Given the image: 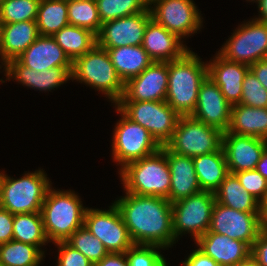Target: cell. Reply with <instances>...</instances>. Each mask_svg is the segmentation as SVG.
I'll use <instances>...</instances> for the list:
<instances>
[{"mask_svg": "<svg viewBox=\"0 0 267 266\" xmlns=\"http://www.w3.org/2000/svg\"><path fill=\"white\" fill-rule=\"evenodd\" d=\"M260 232L267 234V199L260 207Z\"/></svg>", "mask_w": 267, "mask_h": 266, "instance_id": "cell-47", "label": "cell"}, {"mask_svg": "<svg viewBox=\"0 0 267 266\" xmlns=\"http://www.w3.org/2000/svg\"><path fill=\"white\" fill-rule=\"evenodd\" d=\"M52 37L72 62L97 44L96 34L88 29L72 25L63 27Z\"/></svg>", "mask_w": 267, "mask_h": 266, "instance_id": "cell-30", "label": "cell"}, {"mask_svg": "<svg viewBox=\"0 0 267 266\" xmlns=\"http://www.w3.org/2000/svg\"><path fill=\"white\" fill-rule=\"evenodd\" d=\"M251 256L259 266H267V234L259 233L251 247Z\"/></svg>", "mask_w": 267, "mask_h": 266, "instance_id": "cell-43", "label": "cell"}, {"mask_svg": "<svg viewBox=\"0 0 267 266\" xmlns=\"http://www.w3.org/2000/svg\"><path fill=\"white\" fill-rule=\"evenodd\" d=\"M51 186L50 178L41 168L26 171L17 179L0 171V206L12 214L40 212Z\"/></svg>", "mask_w": 267, "mask_h": 266, "instance_id": "cell-6", "label": "cell"}, {"mask_svg": "<svg viewBox=\"0 0 267 266\" xmlns=\"http://www.w3.org/2000/svg\"><path fill=\"white\" fill-rule=\"evenodd\" d=\"M236 266H259L256 260L250 255L247 259L243 260Z\"/></svg>", "mask_w": 267, "mask_h": 266, "instance_id": "cell-50", "label": "cell"}, {"mask_svg": "<svg viewBox=\"0 0 267 266\" xmlns=\"http://www.w3.org/2000/svg\"><path fill=\"white\" fill-rule=\"evenodd\" d=\"M66 242L80 251L93 265L109 253L104 244L91 234L85 226L75 230Z\"/></svg>", "mask_w": 267, "mask_h": 266, "instance_id": "cell-36", "label": "cell"}, {"mask_svg": "<svg viewBox=\"0 0 267 266\" xmlns=\"http://www.w3.org/2000/svg\"><path fill=\"white\" fill-rule=\"evenodd\" d=\"M69 25L82 27L98 35L102 22L96 0H67Z\"/></svg>", "mask_w": 267, "mask_h": 266, "instance_id": "cell-34", "label": "cell"}, {"mask_svg": "<svg viewBox=\"0 0 267 266\" xmlns=\"http://www.w3.org/2000/svg\"><path fill=\"white\" fill-rule=\"evenodd\" d=\"M224 45L217 52L225 59L248 65L267 59V23L254 17L231 33Z\"/></svg>", "mask_w": 267, "mask_h": 266, "instance_id": "cell-11", "label": "cell"}, {"mask_svg": "<svg viewBox=\"0 0 267 266\" xmlns=\"http://www.w3.org/2000/svg\"><path fill=\"white\" fill-rule=\"evenodd\" d=\"M192 251L185 261H182V266H221L198 248Z\"/></svg>", "mask_w": 267, "mask_h": 266, "instance_id": "cell-44", "label": "cell"}, {"mask_svg": "<svg viewBox=\"0 0 267 266\" xmlns=\"http://www.w3.org/2000/svg\"><path fill=\"white\" fill-rule=\"evenodd\" d=\"M36 23L41 36H53L68 26L67 0H40Z\"/></svg>", "mask_w": 267, "mask_h": 266, "instance_id": "cell-32", "label": "cell"}, {"mask_svg": "<svg viewBox=\"0 0 267 266\" xmlns=\"http://www.w3.org/2000/svg\"><path fill=\"white\" fill-rule=\"evenodd\" d=\"M40 0H5L0 5L3 24L21 21H36Z\"/></svg>", "mask_w": 267, "mask_h": 266, "instance_id": "cell-37", "label": "cell"}, {"mask_svg": "<svg viewBox=\"0 0 267 266\" xmlns=\"http://www.w3.org/2000/svg\"><path fill=\"white\" fill-rule=\"evenodd\" d=\"M260 83L267 89V59H262L250 66Z\"/></svg>", "mask_w": 267, "mask_h": 266, "instance_id": "cell-46", "label": "cell"}, {"mask_svg": "<svg viewBox=\"0 0 267 266\" xmlns=\"http://www.w3.org/2000/svg\"><path fill=\"white\" fill-rule=\"evenodd\" d=\"M168 87V62L153 61L138 76L125 83L119 101H165Z\"/></svg>", "mask_w": 267, "mask_h": 266, "instance_id": "cell-16", "label": "cell"}, {"mask_svg": "<svg viewBox=\"0 0 267 266\" xmlns=\"http://www.w3.org/2000/svg\"><path fill=\"white\" fill-rule=\"evenodd\" d=\"M227 131L267 140V108H254L244 104L233 105Z\"/></svg>", "mask_w": 267, "mask_h": 266, "instance_id": "cell-26", "label": "cell"}, {"mask_svg": "<svg viewBox=\"0 0 267 266\" xmlns=\"http://www.w3.org/2000/svg\"><path fill=\"white\" fill-rule=\"evenodd\" d=\"M208 64V76L220 88L231 105L240 104L243 80L250 70L248 65L229 61L216 52Z\"/></svg>", "mask_w": 267, "mask_h": 266, "instance_id": "cell-20", "label": "cell"}, {"mask_svg": "<svg viewBox=\"0 0 267 266\" xmlns=\"http://www.w3.org/2000/svg\"><path fill=\"white\" fill-rule=\"evenodd\" d=\"M151 19L148 8L144 12L104 22L97 35V44L101 48L142 45L145 28Z\"/></svg>", "mask_w": 267, "mask_h": 266, "instance_id": "cell-15", "label": "cell"}, {"mask_svg": "<svg viewBox=\"0 0 267 266\" xmlns=\"http://www.w3.org/2000/svg\"><path fill=\"white\" fill-rule=\"evenodd\" d=\"M266 148V139L223 132L222 149L231 174L256 169Z\"/></svg>", "mask_w": 267, "mask_h": 266, "instance_id": "cell-18", "label": "cell"}, {"mask_svg": "<svg viewBox=\"0 0 267 266\" xmlns=\"http://www.w3.org/2000/svg\"><path fill=\"white\" fill-rule=\"evenodd\" d=\"M209 231L241 240L252 247L260 233V213H246L215 202Z\"/></svg>", "mask_w": 267, "mask_h": 266, "instance_id": "cell-14", "label": "cell"}, {"mask_svg": "<svg viewBox=\"0 0 267 266\" xmlns=\"http://www.w3.org/2000/svg\"><path fill=\"white\" fill-rule=\"evenodd\" d=\"M231 108L220 88L207 76L200 85L196 107L191 116L208 126L226 132L230 125Z\"/></svg>", "mask_w": 267, "mask_h": 266, "instance_id": "cell-17", "label": "cell"}, {"mask_svg": "<svg viewBox=\"0 0 267 266\" xmlns=\"http://www.w3.org/2000/svg\"><path fill=\"white\" fill-rule=\"evenodd\" d=\"M14 214L0 206V245L13 239Z\"/></svg>", "mask_w": 267, "mask_h": 266, "instance_id": "cell-42", "label": "cell"}, {"mask_svg": "<svg viewBox=\"0 0 267 266\" xmlns=\"http://www.w3.org/2000/svg\"><path fill=\"white\" fill-rule=\"evenodd\" d=\"M201 190L215 192L229 174L223 149L193 158Z\"/></svg>", "mask_w": 267, "mask_h": 266, "instance_id": "cell-28", "label": "cell"}, {"mask_svg": "<svg viewBox=\"0 0 267 266\" xmlns=\"http://www.w3.org/2000/svg\"><path fill=\"white\" fill-rule=\"evenodd\" d=\"M243 188L260 203L267 199V180L256 170L234 173Z\"/></svg>", "mask_w": 267, "mask_h": 266, "instance_id": "cell-40", "label": "cell"}, {"mask_svg": "<svg viewBox=\"0 0 267 266\" xmlns=\"http://www.w3.org/2000/svg\"><path fill=\"white\" fill-rule=\"evenodd\" d=\"M71 80L99 91L113 105L124 94L125 83L115 70L106 49L98 44L72 62Z\"/></svg>", "mask_w": 267, "mask_h": 266, "instance_id": "cell-5", "label": "cell"}, {"mask_svg": "<svg viewBox=\"0 0 267 266\" xmlns=\"http://www.w3.org/2000/svg\"><path fill=\"white\" fill-rule=\"evenodd\" d=\"M93 266H129L126 253H108Z\"/></svg>", "mask_w": 267, "mask_h": 266, "instance_id": "cell-45", "label": "cell"}, {"mask_svg": "<svg viewBox=\"0 0 267 266\" xmlns=\"http://www.w3.org/2000/svg\"><path fill=\"white\" fill-rule=\"evenodd\" d=\"M148 8L155 22L182 40L202 29L203 17L193 0H149Z\"/></svg>", "mask_w": 267, "mask_h": 266, "instance_id": "cell-12", "label": "cell"}, {"mask_svg": "<svg viewBox=\"0 0 267 266\" xmlns=\"http://www.w3.org/2000/svg\"><path fill=\"white\" fill-rule=\"evenodd\" d=\"M195 244L221 266H236L251 255V247L247 243L209 230Z\"/></svg>", "mask_w": 267, "mask_h": 266, "instance_id": "cell-21", "label": "cell"}, {"mask_svg": "<svg viewBox=\"0 0 267 266\" xmlns=\"http://www.w3.org/2000/svg\"><path fill=\"white\" fill-rule=\"evenodd\" d=\"M72 67H55L36 71L22 65L17 59L6 63V81L15 80L22 86L37 89V91H51L71 80Z\"/></svg>", "mask_w": 267, "mask_h": 266, "instance_id": "cell-19", "label": "cell"}, {"mask_svg": "<svg viewBox=\"0 0 267 266\" xmlns=\"http://www.w3.org/2000/svg\"><path fill=\"white\" fill-rule=\"evenodd\" d=\"M2 67L4 70L0 71V73L3 72L4 76H5L6 75V63L5 62H1L0 69H2Z\"/></svg>", "mask_w": 267, "mask_h": 266, "instance_id": "cell-52", "label": "cell"}, {"mask_svg": "<svg viewBox=\"0 0 267 266\" xmlns=\"http://www.w3.org/2000/svg\"><path fill=\"white\" fill-rule=\"evenodd\" d=\"M246 1H248V2H255V3H257L259 0H246Z\"/></svg>", "mask_w": 267, "mask_h": 266, "instance_id": "cell-53", "label": "cell"}, {"mask_svg": "<svg viewBox=\"0 0 267 266\" xmlns=\"http://www.w3.org/2000/svg\"><path fill=\"white\" fill-rule=\"evenodd\" d=\"M208 76V64L188 50L182 57L168 62V87L165 101L180 116L195 110L201 83Z\"/></svg>", "mask_w": 267, "mask_h": 266, "instance_id": "cell-2", "label": "cell"}, {"mask_svg": "<svg viewBox=\"0 0 267 266\" xmlns=\"http://www.w3.org/2000/svg\"><path fill=\"white\" fill-rule=\"evenodd\" d=\"M22 65L42 71L55 67H72V61L52 36H39L19 57Z\"/></svg>", "mask_w": 267, "mask_h": 266, "instance_id": "cell-23", "label": "cell"}, {"mask_svg": "<svg viewBox=\"0 0 267 266\" xmlns=\"http://www.w3.org/2000/svg\"><path fill=\"white\" fill-rule=\"evenodd\" d=\"M240 104L254 108H267V89L251 70L243 80Z\"/></svg>", "mask_w": 267, "mask_h": 266, "instance_id": "cell-39", "label": "cell"}, {"mask_svg": "<svg viewBox=\"0 0 267 266\" xmlns=\"http://www.w3.org/2000/svg\"><path fill=\"white\" fill-rule=\"evenodd\" d=\"M87 207L73 190L48 189L41 207L44 231L52 244L66 241L71 234L84 226Z\"/></svg>", "mask_w": 267, "mask_h": 266, "instance_id": "cell-3", "label": "cell"}, {"mask_svg": "<svg viewBox=\"0 0 267 266\" xmlns=\"http://www.w3.org/2000/svg\"><path fill=\"white\" fill-rule=\"evenodd\" d=\"M166 158L171 175L168 196L171 203L202 191L192 157L179 155L166 147Z\"/></svg>", "mask_w": 267, "mask_h": 266, "instance_id": "cell-24", "label": "cell"}, {"mask_svg": "<svg viewBox=\"0 0 267 266\" xmlns=\"http://www.w3.org/2000/svg\"><path fill=\"white\" fill-rule=\"evenodd\" d=\"M109 209L88 208L84 215V226L97 237L109 253H125L132 242L127 227L114 203Z\"/></svg>", "mask_w": 267, "mask_h": 266, "instance_id": "cell-13", "label": "cell"}, {"mask_svg": "<svg viewBox=\"0 0 267 266\" xmlns=\"http://www.w3.org/2000/svg\"><path fill=\"white\" fill-rule=\"evenodd\" d=\"M13 240L37 246L45 254L42 246L49 241L46 237L41 212L14 214Z\"/></svg>", "mask_w": 267, "mask_h": 266, "instance_id": "cell-31", "label": "cell"}, {"mask_svg": "<svg viewBox=\"0 0 267 266\" xmlns=\"http://www.w3.org/2000/svg\"><path fill=\"white\" fill-rule=\"evenodd\" d=\"M39 36L36 21L3 24L0 63L19 57Z\"/></svg>", "mask_w": 267, "mask_h": 266, "instance_id": "cell-25", "label": "cell"}, {"mask_svg": "<svg viewBox=\"0 0 267 266\" xmlns=\"http://www.w3.org/2000/svg\"><path fill=\"white\" fill-rule=\"evenodd\" d=\"M98 14L102 24L121 17L144 12L149 0H96Z\"/></svg>", "mask_w": 267, "mask_h": 266, "instance_id": "cell-35", "label": "cell"}, {"mask_svg": "<svg viewBox=\"0 0 267 266\" xmlns=\"http://www.w3.org/2000/svg\"><path fill=\"white\" fill-rule=\"evenodd\" d=\"M216 202L246 213H260L261 203L249 194L238 178L229 173L214 192Z\"/></svg>", "mask_w": 267, "mask_h": 266, "instance_id": "cell-29", "label": "cell"}, {"mask_svg": "<svg viewBox=\"0 0 267 266\" xmlns=\"http://www.w3.org/2000/svg\"><path fill=\"white\" fill-rule=\"evenodd\" d=\"M116 199L113 203L134 245L158 246L168 250L178 242L173 231L172 203L168 199L127 192Z\"/></svg>", "mask_w": 267, "mask_h": 266, "instance_id": "cell-1", "label": "cell"}, {"mask_svg": "<svg viewBox=\"0 0 267 266\" xmlns=\"http://www.w3.org/2000/svg\"><path fill=\"white\" fill-rule=\"evenodd\" d=\"M104 49L108 52L115 70L124 83L138 76L153 62L142 45Z\"/></svg>", "mask_w": 267, "mask_h": 266, "instance_id": "cell-27", "label": "cell"}, {"mask_svg": "<svg viewBox=\"0 0 267 266\" xmlns=\"http://www.w3.org/2000/svg\"><path fill=\"white\" fill-rule=\"evenodd\" d=\"M256 4L259 10V15L254 19L260 22L267 23V0H259Z\"/></svg>", "mask_w": 267, "mask_h": 266, "instance_id": "cell-48", "label": "cell"}, {"mask_svg": "<svg viewBox=\"0 0 267 266\" xmlns=\"http://www.w3.org/2000/svg\"><path fill=\"white\" fill-rule=\"evenodd\" d=\"M118 173L125 192L168 199L171 175L165 145L150 156L128 163Z\"/></svg>", "mask_w": 267, "mask_h": 266, "instance_id": "cell-4", "label": "cell"}, {"mask_svg": "<svg viewBox=\"0 0 267 266\" xmlns=\"http://www.w3.org/2000/svg\"><path fill=\"white\" fill-rule=\"evenodd\" d=\"M114 108L121 118L115 123L111 149L120 171L128 163L156 153L162 146L147 129L129 119L116 105Z\"/></svg>", "mask_w": 267, "mask_h": 266, "instance_id": "cell-7", "label": "cell"}, {"mask_svg": "<svg viewBox=\"0 0 267 266\" xmlns=\"http://www.w3.org/2000/svg\"><path fill=\"white\" fill-rule=\"evenodd\" d=\"M53 244L58 249L56 266H93L87 257L70 246L66 241H59Z\"/></svg>", "mask_w": 267, "mask_h": 266, "instance_id": "cell-41", "label": "cell"}, {"mask_svg": "<svg viewBox=\"0 0 267 266\" xmlns=\"http://www.w3.org/2000/svg\"><path fill=\"white\" fill-rule=\"evenodd\" d=\"M183 41L177 34L151 19L145 28L142 47L153 61L169 62L190 50Z\"/></svg>", "mask_w": 267, "mask_h": 266, "instance_id": "cell-22", "label": "cell"}, {"mask_svg": "<svg viewBox=\"0 0 267 266\" xmlns=\"http://www.w3.org/2000/svg\"><path fill=\"white\" fill-rule=\"evenodd\" d=\"M115 105L129 119L147 129L161 146L172 138L180 119L166 101H118Z\"/></svg>", "mask_w": 267, "mask_h": 266, "instance_id": "cell-9", "label": "cell"}, {"mask_svg": "<svg viewBox=\"0 0 267 266\" xmlns=\"http://www.w3.org/2000/svg\"><path fill=\"white\" fill-rule=\"evenodd\" d=\"M161 249L164 250L158 246L133 245L125 252L129 266H168Z\"/></svg>", "mask_w": 267, "mask_h": 266, "instance_id": "cell-38", "label": "cell"}, {"mask_svg": "<svg viewBox=\"0 0 267 266\" xmlns=\"http://www.w3.org/2000/svg\"><path fill=\"white\" fill-rule=\"evenodd\" d=\"M2 43H3V23L0 19V50H1V47H2Z\"/></svg>", "mask_w": 267, "mask_h": 266, "instance_id": "cell-51", "label": "cell"}, {"mask_svg": "<svg viewBox=\"0 0 267 266\" xmlns=\"http://www.w3.org/2000/svg\"><path fill=\"white\" fill-rule=\"evenodd\" d=\"M215 202V194L203 190L173 202L172 220L176 240L178 241L180 236L190 234L196 241L205 234L210 228Z\"/></svg>", "mask_w": 267, "mask_h": 266, "instance_id": "cell-10", "label": "cell"}, {"mask_svg": "<svg viewBox=\"0 0 267 266\" xmlns=\"http://www.w3.org/2000/svg\"><path fill=\"white\" fill-rule=\"evenodd\" d=\"M222 142V131L189 115L180 116L172 138L165 146L174 153L194 158L219 151Z\"/></svg>", "mask_w": 267, "mask_h": 266, "instance_id": "cell-8", "label": "cell"}, {"mask_svg": "<svg viewBox=\"0 0 267 266\" xmlns=\"http://www.w3.org/2000/svg\"><path fill=\"white\" fill-rule=\"evenodd\" d=\"M45 254L37 246L11 240L0 245V262L4 266H37Z\"/></svg>", "mask_w": 267, "mask_h": 266, "instance_id": "cell-33", "label": "cell"}, {"mask_svg": "<svg viewBox=\"0 0 267 266\" xmlns=\"http://www.w3.org/2000/svg\"><path fill=\"white\" fill-rule=\"evenodd\" d=\"M256 170L267 180V148L262 153L257 163Z\"/></svg>", "mask_w": 267, "mask_h": 266, "instance_id": "cell-49", "label": "cell"}]
</instances>
